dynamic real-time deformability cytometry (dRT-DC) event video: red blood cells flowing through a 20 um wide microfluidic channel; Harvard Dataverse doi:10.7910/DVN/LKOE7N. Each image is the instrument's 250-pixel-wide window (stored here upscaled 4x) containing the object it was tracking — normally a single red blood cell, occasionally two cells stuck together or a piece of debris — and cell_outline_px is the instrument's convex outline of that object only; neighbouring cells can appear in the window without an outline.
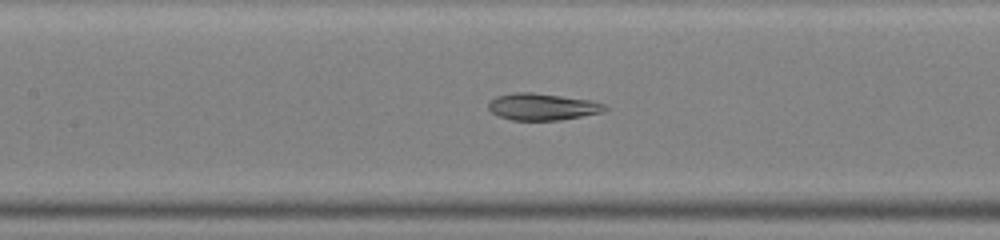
{"species": "common noctule bat (a hibernating species)", "species_latin": "Nyctalus noctula", "temperature_condition": "warm", "stored_images_in_passage": 48, "segment_of_instrument_passage": [2, 2], "camera_frame_rate_fps": 3000, "um_per_image_px": 0.085, "animal": {"sex": "male", "body_mass_g": 19.0, "forearm_length_mm": 50.8}, "frame": {"image": 1, "passage_image": 23, "time_ms": 7.333, "image_size_px": [1000, 240], "cell_outline_px": [[608, 108], [600, 112], [560, 120], [512, 120], [500, 116], [492, 112], [488, 108], [488, 104], [496, 96], [512, 92], [532, 92], [592, 100], [604, 104]], "centroid_in_image_um": [46.08, 9.06], "position_along_channel_um": 161.3, "area_um2": 18.03}}
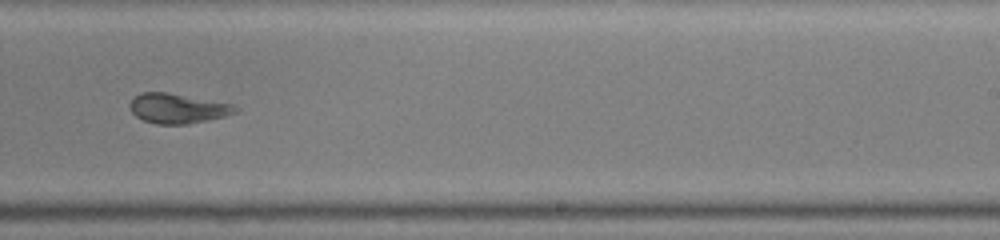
{"frame": {"image": 2, "passage_image": 31, "time_ms": 10.0, "image_size_px": [1000, 240], "cell_outline_px": [[236, 112], [224, 116], [208, 120], [188, 124], [156, 124], [144, 120], [136, 116], [132, 112], [128, 104], [140, 92], [164, 92], [232, 104], [236, 108]], "centroid_in_image_um": [15.05, 9.22], "position_along_channel_um": 273.9, "area_um2": 17.98}}
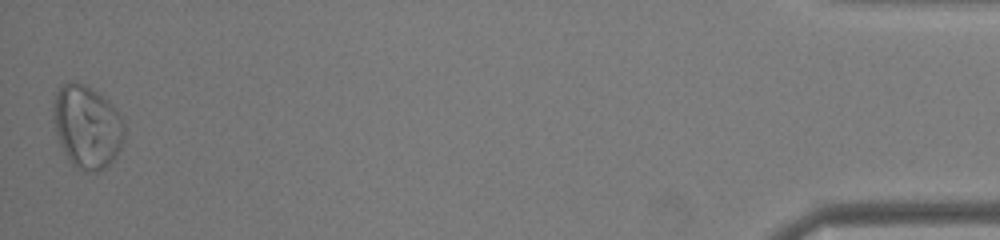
{"frame": {"image": 3, "passage_image": 48, "time_ms": 15.667, "image_size_px": [1000, 240], "cell_outline_px": [[124, 140], [120, 148], [112, 160], [104, 168], [96, 172], [84, 172], [76, 168], [68, 160], [60, 144], [56, 132], [52, 116], [52, 104], [56, 92], [60, 84], [68, 80], [72, 80], [84, 84], [92, 88], [108, 100], [116, 108], [124, 120]], "centroid_in_image_um": [7.37, 10.73], "position_along_channel_um": 427.8, "area_um2": 34.97}}